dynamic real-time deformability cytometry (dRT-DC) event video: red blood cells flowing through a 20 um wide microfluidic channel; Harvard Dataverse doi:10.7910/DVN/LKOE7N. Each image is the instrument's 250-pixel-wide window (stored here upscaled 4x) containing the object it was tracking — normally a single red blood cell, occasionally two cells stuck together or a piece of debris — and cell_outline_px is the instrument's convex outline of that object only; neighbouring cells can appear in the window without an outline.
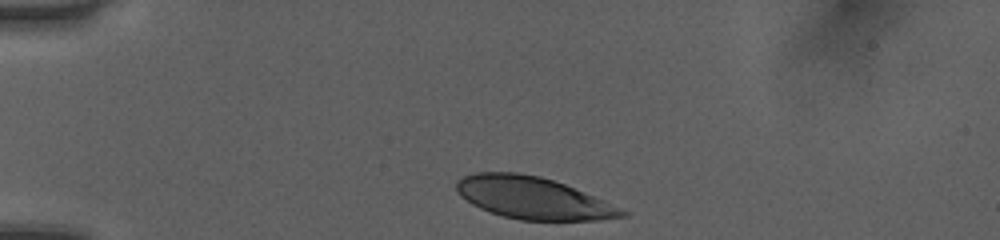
{"species": "human", "species_latin": "Homo sapiens", "temperature_condition": "room temperature", "stored_images_in_passage": 32, "camera_frame_rate_fps": 3000, "um_per_image_px": 0.085, "donor": {"sex": "female"}, "frame": {"image": 1, "passage_image": 1, "time_ms": 0.0, "image_size_px": [1000, 240], "cell_outline_px": [[628, 216], [600, 220], [520, 220], [488, 212], [472, 204], [460, 196], [456, 192], [456, 180], [464, 176], [476, 172], [516, 172], [540, 176], [564, 184], [620, 208], [628, 212]], "centroid_in_image_um": [45.25, 16.83], "position_along_channel_um": 39.8, "area_um2": 40.29}}
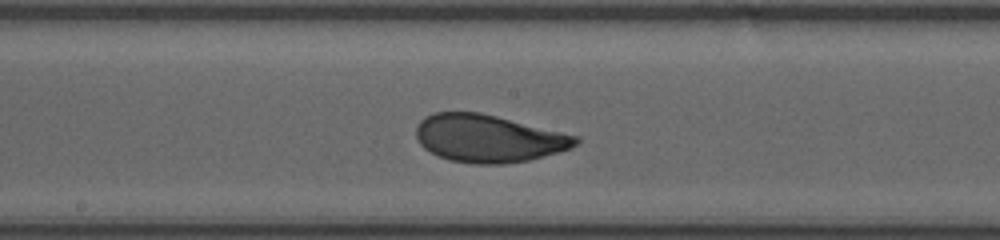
{"frame": {"image": 2, "passage_image": 17, "time_ms": 5.333, "image_size_px": [1000, 240], "cell_outline_px": [[580, 140], [572, 148], [544, 156], [528, 160], [500, 164], [472, 164], [448, 160], [424, 148], [416, 140], [416, 128], [420, 120], [424, 116], [432, 112], [480, 112], [580, 136]], "centroid_in_image_um": [41.5, 11.76], "position_along_channel_um": 206.7, "area_um2": 44.39}}
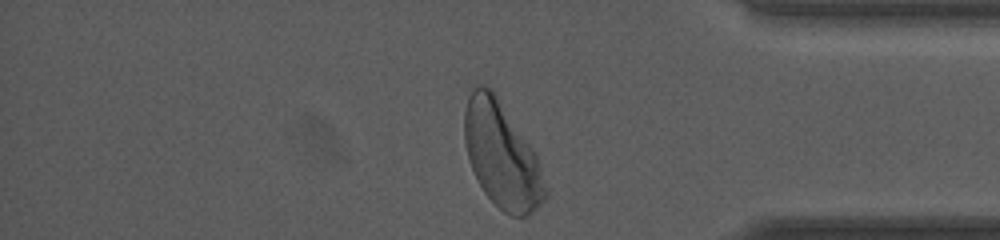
{"frame": {"image": 3, "passage_image": 32, "time_ms": 10.333, "image_size_px": [1000, 240], "cell_outline_px": [[548, 196], [528, 216], [512, 216], [504, 212], [484, 192], [468, 160], [464, 140], [464, 112], [468, 96], [472, 88], [480, 84], [484, 84], [492, 88], [536, 152], [548, 192]], "centroid_in_image_um": [42.65, 13.16], "position_along_channel_um": 392.5, "area_um2": 49.88}, "authors_computed_cell_mechanics": {"area_um2": 44.506, "velocity_mm_per_s": 4.0299, "shape_relaxation_time_tau1_ms": 2.6781, "shape_relaxation_time_tau2_ms": null, "deformation_change_tau1": 0.1462, "deformation_change_tau2": null}}